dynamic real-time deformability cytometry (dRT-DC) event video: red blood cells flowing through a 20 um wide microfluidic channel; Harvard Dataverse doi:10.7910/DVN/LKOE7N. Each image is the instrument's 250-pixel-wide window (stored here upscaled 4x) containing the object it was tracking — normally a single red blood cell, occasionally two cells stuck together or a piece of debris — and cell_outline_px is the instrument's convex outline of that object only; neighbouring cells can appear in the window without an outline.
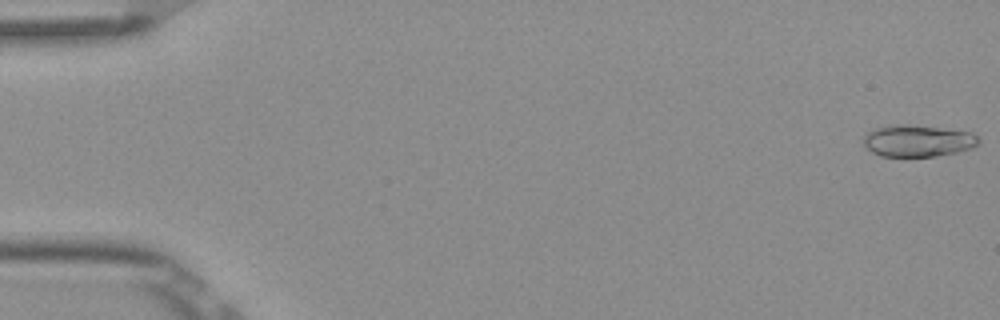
{"species": "Egyptian fruit bat (a non-hibernating species)", "species_latin": "Rousettus aegyptiacus", "temperature_condition": "room temperature", "stored_images_in_passage": 8, "camera_frame_rate_fps": 3000, "um_per_image_px": 0.085, "frame": {"image": 1, "passage_image": 1, "time_ms": 0.0, "image_size_px": [1000, 320], "cell_outline_px": [[980, 144], [972, 148], [956, 152], [936, 156], [880, 156], [872, 152], [864, 144], [864, 136], [872, 128], [896, 124], [904, 124], [972, 132], [980, 140]], "centroid_in_image_um": [78.01, 11.97], "position_along_channel_um": 7.0, "area_um2": 21.21}}
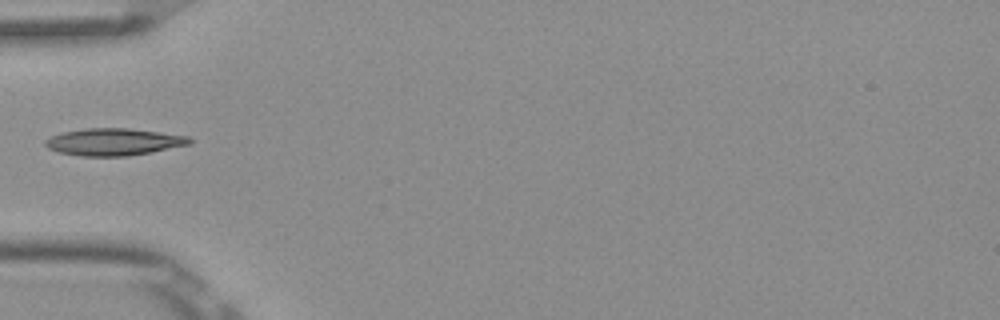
{"frame": {"image": 2, "passage_image": 6, "time_ms": 1.667, "image_size_px": [1000, 320], "cell_outline_px": [[192, 144], [148, 152], [124, 156], [80, 156], [60, 152], [48, 148], [44, 144], [44, 140], [60, 132], [88, 128], [128, 128], [188, 136], [192, 140]], "centroid_in_image_um": [9.63, 12.05], "position_along_channel_um": 75.4, "area_um2": 22.6}}
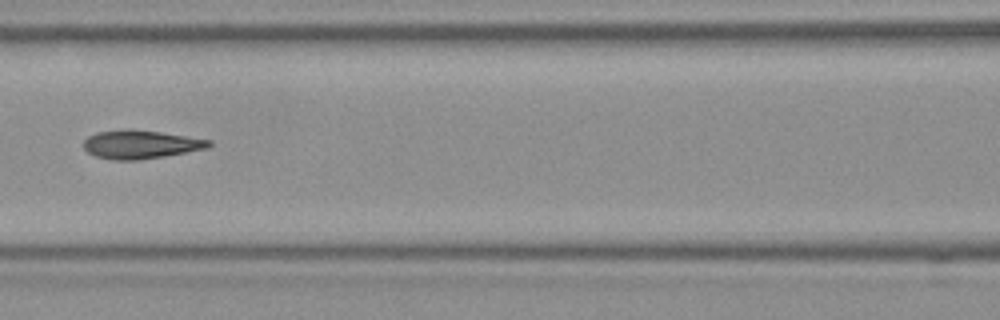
{"frame": {"image": 3, "passage_image": 8, "time_ms": 2.333, "image_size_px": [1000, 320], "cell_outline_px": [[212, 144], [208, 148], [164, 156], [140, 160], [112, 160], [96, 156], [88, 152], [84, 148], [84, 140], [88, 136], [96, 132], [124, 128], [132, 128], [160, 132], [212, 140]], "centroid_in_image_um": [11.94, 12.26], "position_along_channel_um": 154.7, "area_um2": 20.98}}